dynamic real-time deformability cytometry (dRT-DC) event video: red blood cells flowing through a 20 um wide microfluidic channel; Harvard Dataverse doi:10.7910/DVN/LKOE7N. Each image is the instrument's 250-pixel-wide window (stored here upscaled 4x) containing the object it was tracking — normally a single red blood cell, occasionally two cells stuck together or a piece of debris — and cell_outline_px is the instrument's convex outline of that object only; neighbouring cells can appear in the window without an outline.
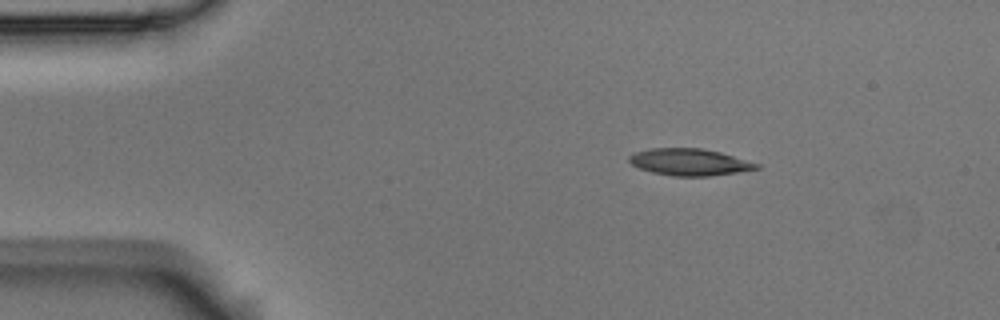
{"species": "Egyptian fruit bat (a non-hibernating species)", "species_latin": "Rousettus aegyptiacus", "temperature_condition": "room temperature", "stored_images_in_passage": 4, "camera_frame_rate_fps": 3000, "um_per_image_px": 0.085, "animal": {"sex": "male"}, "frame": {"image": 1, "passage_image": 2, "time_ms": 0.333, "image_size_px": [1000, 320], "cell_outline_px": [[760, 168], [736, 172], [708, 176], [672, 176], [652, 172], [640, 168], [632, 164], [628, 160], [628, 156], [636, 152], [652, 148], [700, 148], [720, 152], [760, 164]], "centroid_in_image_um": [58.59, 13.77], "position_along_channel_um": 26.4, "area_um2": 19.71}}